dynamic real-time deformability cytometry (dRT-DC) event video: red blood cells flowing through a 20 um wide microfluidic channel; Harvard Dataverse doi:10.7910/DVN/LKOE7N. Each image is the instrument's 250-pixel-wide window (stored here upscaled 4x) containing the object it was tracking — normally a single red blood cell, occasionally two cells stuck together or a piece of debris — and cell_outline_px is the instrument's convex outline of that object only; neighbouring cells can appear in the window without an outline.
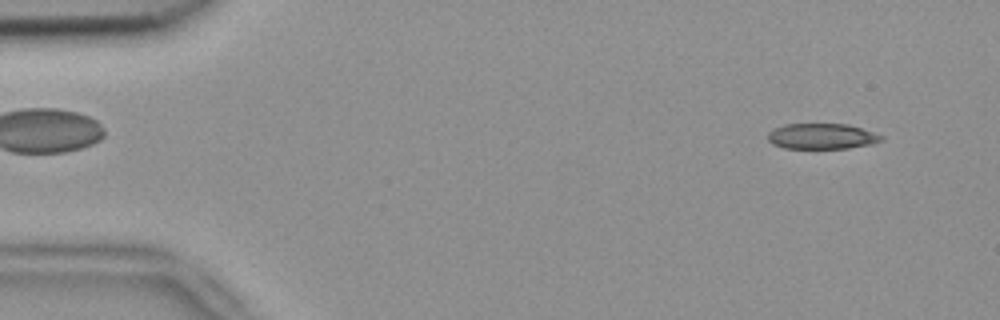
{"species": "common noctule bat (a hibernating species)", "species_latin": "Nyctalus noctula", "temperature_condition": "room temperature", "stored_images_in_passage": 51, "camera_frame_rate_fps": 3000, "um_per_image_px": 0.085, "animal": {"sex": "female", "body_mass_g": 18.4}, "frame": {"image": 1, "passage_image": 3, "time_ms": 0.667, "image_size_px": [1000, 320], "cell_outline_px": [[884, 140], [872, 144], [848, 148], [784, 148], [772, 144], [768, 140], [768, 132], [784, 124], [848, 124], [884, 136]], "centroid_in_image_um": [69.86, 11.59], "position_along_channel_um": 15.1, "area_um2": 16.88}}
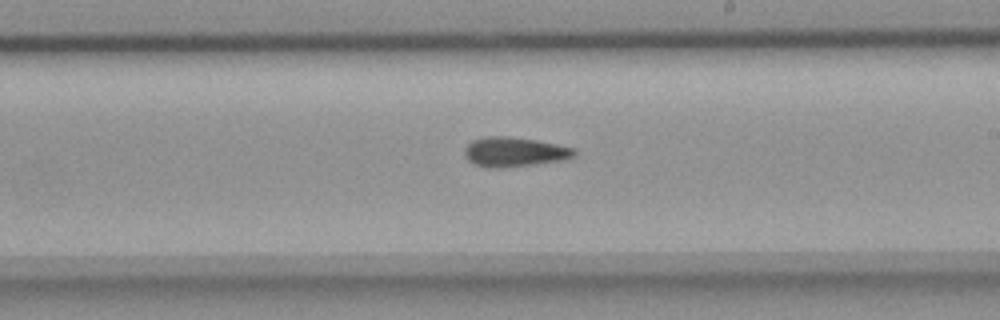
{"frame": {"image": 2, "passage_image": 29, "time_ms": 9.333, "image_size_px": [1000, 320], "cell_outline_px": [[576, 156], [560, 160], [532, 164], [500, 168], [484, 168], [468, 160], [464, 156], [464, 148], [472, 140], [488, 136], [504, 136], [536, 140], [576, 148]], "centroid_in_image_um": [43.69, 12.91], "position_along_channel_um": 245.3, "area_um2": 18.84}}
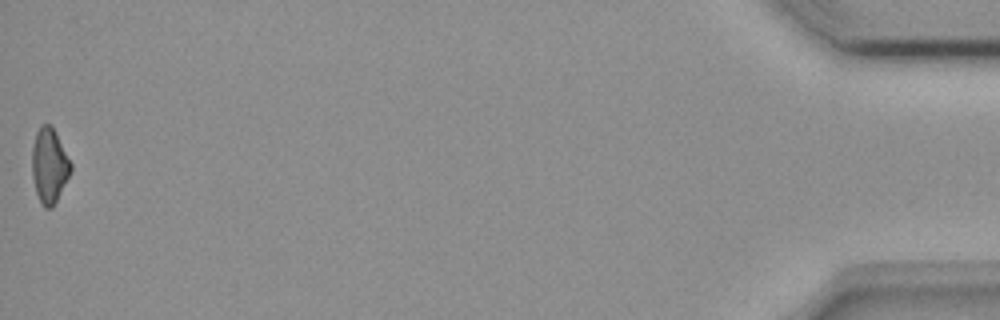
{"frame": {"image": 3, "passage_image": 51, "time_ms": 16.667, "image_size_px": [1000, 320], "cell_outline_px": [[72, 168], [52, 208], [44, 208], [40, 204], [36, 192], [32, 176], [32, 148], [36, 132], [40, 124], [52, 124], [72, 164]], "centroid_in_image_um": [4.17, 14.04], "position_along_channel_um": 431.0, "area_um2": 16.88}, "authors_computed_cell_mechanics": {"area_um2": 17.8602, "velocity_mm_per_s": 3.8772, "shape_relaxation_time_tau1_ms": null, "shape_relaxation_time_tau2_ms": 9.1087, "deformation_change_tau1": null, "deformation_change_tau2": 0.2101}}